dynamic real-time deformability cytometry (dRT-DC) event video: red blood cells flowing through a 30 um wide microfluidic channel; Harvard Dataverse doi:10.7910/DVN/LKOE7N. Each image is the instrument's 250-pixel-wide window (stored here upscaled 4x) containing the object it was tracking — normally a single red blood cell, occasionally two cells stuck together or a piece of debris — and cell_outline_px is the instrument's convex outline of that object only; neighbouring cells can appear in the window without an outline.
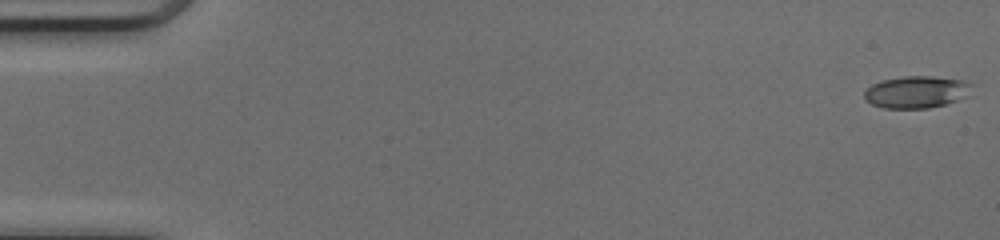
{"species": "common noctule bat (a hibernating species)", "species_latin": "Nyctalus noctula", "temperature_condition": "cold", "stored_images_in_passage": 50, "camera_frame_rate_fps": 3000, "um_per_image_px": 0.085, "animal": {"sex": "female", "body_mass_g": 17.0, "forearm_length_mm": 48.0}, "frame": {"image": 1, "passage_image": 1, "time_ms": 0.0, "image_size_px": [1000, 240], "cell_outline_px": [[972, 84], [968, 96], [944, 104], [928, 108], [884, 108], [872, 104], [864, 96], [864, 92], [872, 84], [884, 80], [904, 76], [932, 76], [964, 80]], "centroid_in_image_um": [77.92, 7.81], "position_along_channel_um": 7.1, "area_um2": 19.88}}
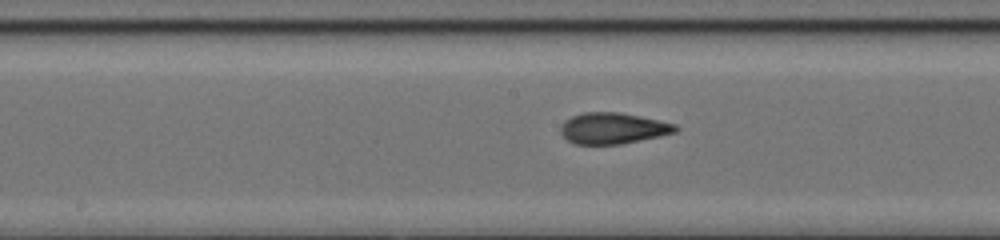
{"frame": {"image": 2, "passage_image": 26, "time_ms": 8.333, "image_size_px": [1000, 240], "cell_outline_px": [[680, 128], [676, 132], [660, 136], [620, 144], [576, 144], [568, 140], [560, 132], [560, 128], [564, 120], [572, 116], [584, 112], [620, 112], [640, 116], [676, 124]], "centroid_in_image_um": [52.11, 10.9], "position_along_channel_um": 196.1, "area_um2": 20.81}}
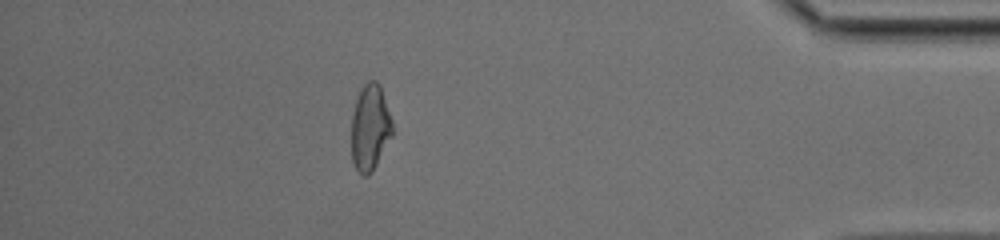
{"frame": {"image": 3, "passage_image": 44, "time_ms": 14.333, "image_size_px": [1000, 240], "cell_outline_px": [[392, 136], [372, 172], [368, 176], [364, 176], [356, 168], [352, 160], [352, 116], [356, 100], [360, 88], [368, 80], [376, 80], [380, 84], [392, 120]], "centroid_in_image_um": [31.46, 10.82], "position_along_channel_um": 403.7, "area_um2": 20.52}, "authors_computed_cell_mechanics": {"area_um2": 20.8947, "velocity_mm_per_s": 4.2117, "shape_relaxation_time_tau1_ms": null, "shape_relaxation_time_tau2_ms": 1.3834, "deformation_change_tau1": null, "deformation_change_tau2": 0.0767}}